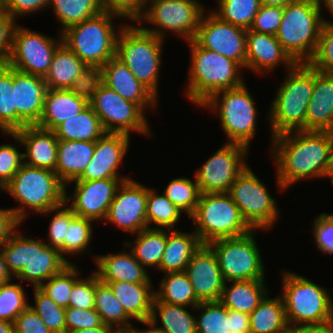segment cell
<instances>
[{"mask_svg": "<svg viewBox=\"0 0 333 333\" xmlns=\"http://www.w3.org/2000/svg\"><path fill=\"white\" fill-rule=\"evenodd\" d=\"M195 309L200 313L196 317L197 333H230L228 309L220 301L200 302Z\"/></svg>", "mask_w": 333, "mask_h": 333, "instance_id": "46", "label": "cell"}, {"mask_svg": "<svg viewBox=\"0 0 333 333\" xmlns=\"http://www.w3.org/2000/svg\"><path fill=\"white\" fill-rule=\"evenodd\" d=\"M270 142L280 192L304 178H328L333 132L293 131L272 137Z\"/></svg>", "mask_w": 333, "mask_h": 333, "instance_id": "1", "label": "cell"}, {"mask_svg": "<svg viewBox=\"0 0 333 333\" xmlns=\"http://www.w3.org/2000/svg\"><path fill=\"white\" fill-rule=\"evenodd\" d=\"M53 131L59 141L96 142L106 133L100 119L90 105L77 116L61 123Z\"/></svg>", "mask_w": 333, "mask_h": 333, "instance_id": "36", "label": "cell"}, {"mask_svg": "<svg viewBox=\"0 0 333 333\" xmlns=\"http://www.w3.org/2000/svg\"><path fill=\"white\" fill-rule=\"evenodd\" d=\"M58 36L59 38L55 40L54 37L51 38L44 33L16 24L6 65L23 73L45 77L53 55L62 43L61 34L59 33Z\"/></svg>", "mask_w": 333, "mask_h": 333, "instance_id": "16", "label": "cell"}, {"mask_svg": "<svg viewBox=\"0 0 333 333\" xmlns=\"http://www.w3.org/2000/svg\"><path fill=\"white\" fill-rule=\"evenodd\" d=\"M88 105V102L76 96L69 89L47 88L43 113L36 126L53 131L64 121L77 116Z\"/></svg>", "mask_w": 333, "mask_h": 333, "instance_id": "29", "label": "cell"}, {"mask_svg": "<svg viewBox=\"0 0 333 333\" xmlns=\"http://www.w3.org/2000/svg\"><path fill=\"white\" fill-rule=\"evenodd\" d=\"M126 180L129 179L71 181L65 185V203L76 216L104 221L118 187ZM71 184H75V188L70 196L67 188Z\"/></svg>", "mask_w": 333, "mask_h": 333, "instance_id": "19", "label": "cell"}, {"mask_svg": "<svg viewBox=\"0 0 333 333\" xmlns=\"http://www.w3.org/2000/svg\"><path fill=\"white\" fill-rule=\"evenodd\" d=\"M184 272L200 302L220 300L225 281L218 259L208 244H201L194 252Z\"/></svg>", "mask_w": 333, "mask_h": 333, "instance_id": "22", "label": "cell"}, {"mask_svg": "<svg viewBox=\"0 0 333 333\" xmlns=\"http://www.w3.org/2000/svg\"><path fill=\"white\" fill-rule=\"evenodd\" d=\"M103 324L110 325L117 330L132 329L131 318L126 314L123 306L110 286L99 280L95 273V307ZM116 325V326H115Z\"/></svg>", "mask_w": 333, "mask_h": 333, "instance_id": "40", "label": "cell"}, {"mask_svg": "<svg viewBox=\"0 0 333 333\" xmlns=\"http://www.w3.org/2000/svg\"><path fill=\"white\" fill-rule=\"evenodd\" d=\"M288 333H333V322L289 327Z\"/></svg>", "mask_w": 333, "mask_h": 333, "instance_id": "65", "label": "cell"}, {"mask_svg": "<svg viewBox=\"0 0 333 333\" xmlns=\"http://www.w3.org/2000/svg\"><path fill=\"white\" fill-rule=\"evenodd\" d=\"M34 303L29 306L41 317L52 333H66L65 308L58 306L39 288H34Z\"/></svg>", "mask_w": 333, "mask_h": 333, "instance_id": "48", "label": "cell"}, {"mask_svg": "<svg viewBox=\"0 0 333 333\" xmlns=\"http://www.w3.org/2000/svg\"><path fill=\"white\" fill-rule=\"evenodd\" d=\"M18 230L0 246L11 276L39 288L69 265L59 250L46 245L43 240L27 238Z\"/></svg>", "mask_w": 333, "mask_h": 333, "instance_id": "4", "label": "cell"}, {"mask_svg": "<svg viewBox=\"0 0 333 333\" xmlns=\"http://www.w3.org/2000/svg\"><path fill=\"white\" fill-rule=\"evenodd\" d=\"M147 2L148 0H103V5L105 10L134 23L144 13Z\"/></svg>", "mask_w": 333, "mask_h": 333, "instance_id": "59", "label": "cell"}, {"mask_svg": "<svg viewBox=\"0 0 333 333\" xmlns=\"http://www.w3.org/2000/svg\"><path fill=\"white\" fill-rule=\"evenodd\" d=\"M325 18L317 50L309 63L318 71L333 74V22Z\"/></svg>", "mask_w": 333, "mask_h": 333, "instance_id": "52", "label": "cell"}, {"mask_svg": "<svg viewBox=\"0 0 333 333\" xmlns=\"http://www.w3.org/2000/svg\"><path fill=\"white\" fill-rule=\"evenodd\" d=\"M49 6L62 25L60 34L105 10L103 0H50Z\"/></svg>", "mask_w": 333, "mask_h": 333, "instance_id": "41", "label": "cell"}, {"mask_svg": "<svg viewBox=\"0 0 333 333\" xmlns=\"http://www.w3.org/2000/svg\"><path fill=\"white\" fill-rule=\"evenodd\" d=\"M190 69L185 95L194 105L202 106L215 93L244 84L236 61L189 41ZM241 68V69H240Z\"/></svg>", "mask_w": 333, "mask_h": 333, "instance_id": "3", "label": "cell"}, {"mask_svg": "<svg viewBox=\"0 0 333 333\" xmlns=\"http://www.w3.org/2000/svg\"><path fill=\"white\" fill-rule=\"evenodd\" d=\"M75 264H69L60 273L46 280L39 289L50 297L58 306L67 308L73 285L81 278ZM47 282V283H46Z\"/></svg>", "mask_w": 333, "mask_h": 333, "instance_id": "45", "label": "cell"}, {"mask_svg": "<svg viewBox=\"0 0 333 333\" xmlns=\"http://www.w3.org/2000/svg\"><path fill=\"white\" fill-rule=\"evenodd\" d=\"M101 71L103 84L117 92L124 99L137 104L143 111L157 107L158 98L141 84L116 56L108 60L101 67Z\"/></svg>", "mask_w": 333, "mask_h": 333, "instance_id": "26", "label": "cell"}, {"mask_svg": "<svg viewBox=\"0 0 333 333\" xmlns=\"http://www.w3.org/2000/svg\"><path fill=\"white\" fill-rule=\"evenodd\" d=\"M16 145L0 144V190H2L18 172L23 164V152Z\"/></svg>", "mask_w": 333, "mask_h": 333, "instance_id": "54", "label": "cell"}, {"mask_svg": "<svg viewBox=\"0 0 333 333\" xmlns=\"http://www.w3.org/2000/svg\"><path fill=\"white\" fill-rule=\"evenodd\" d=\"M305 131L333 132V74L314 68V86L308 103Z\"/></svg>", "mask_w": 333, "mask_h": 333, "instance_id": "27", "label": "cell"}, {"mask_svg": "<svg viewBox=\"0 0 333 333\" xmlns=\"http://www.w3.org/2000/svg\"><path fill=\"white\" fill-rule=\"evenodd\" d=\"M102 71L100 66H88L75 78L69 90L79 98L90 103L94 93L102 84Z\"/></svg>", "mask_w": 333, "mask_h": 333, "instance_id": "53", "label": "cell"}, {"mask_svg": "<svg viewBox=\"0 0 333 333\" xmlns=\"http://www.w3.org/2000/svg\"><path fill=\"white\" fill-rule=\"evenodd\" d=\"M10 208L0 209V246L22 225Z\"/></svg>", "mask_w": 333, "mask_h": 333, "instance_id": "63", "label": "cell"}, {"mask_svg": "<svg viewBox=\"0 0 333 333\" xmlns=\"http://www.w3.org/2000/svg\"><path fill=\"white\" fill-rule=\"evenodd\" d=\"M0 131H16V107L14 106L13 68L0 65Z\"/></svg>", "mask_w": 333, "mask_h": 333, "instance_id": "47", "label": "cell"}, {"mask_svg": "<svg viewBox=\"0 0 333 333\" xmlns=\"http://www.w3.org/2000/svg\"><path fill=\"white\" fill-rule=\"evenodd\" d=\"M64 202L61 205L52 208L41 215H50V213H56L53 215L50 225L48 226V239L49 243H46V245H49L52 248H55L60 251V254L62 257L69 263L72 264V262L68 261L67 258L64 255V237L67 233V228L69 225V222L76 216L74 212L71 210V208Z\"/></svg>", "mask_w": 333, "mask_h": 333, "instance_id": "51", "label": "cell"}, {"mask_svg": "<svg viewBox=\"0 0 333 333\" xmlns=\"http://www.w3.org/2000/svg\"><path fill=\"white\" fill-rule=\"evenodd\" d=\"M141 324L143 325H146L148 326L149 328L148 329H143V330H140V329H137L135 327H132V329L136 332V333H165L163 330L161 329H158L157 327H155L150 321H144V322H141Z\"/></svg>", "mask_w": 333, "mask_h": 333, "instance_id": "68", "label": "cell"}, {"mask_svg": "<svg viewBox=\"0 0 333 333\" xmlns=\"http://www.w3.org/2000/svg\"><path fill=\"white\" fill-rule=\"evenodd\" d=\"M147 4L136 22L138 25H152L155 28H141L163 40L168 31L188 42L194 40L200 20L206 12L198 0H148Z\"/></svg>", "mask_w": 333, "mask_h": 333, "instance_id": "12", "label": "cell"}, {"mask_svg": "<svg viewBox=\"0 0 333 333\" xmlns=\"http://www.w3.org/2000/svg\"><path fill=\"white\" fill-rule=\"evenodd\" d=\"M282 297L289 327L333 322V299L321 285L282 271Z\"/></svg>", "mask_w": 333, "mask_h": 333, "instance_id": "8", "label": "cell"}, {"mask_svg": "<svg viewBox=\"0 0 333 333\" xmlns=\"http://www.w3.org/2000/svg\"><path fill=\"white\" fill-rule=\"evenodd\" d=\"M130 136L123 133H105L95 142L90 163L83 173L73 181L101 179H131L118 174V169L128 152ZM121 176V177H120Z\"/></svg>", "mask_w": 333, "mask_h": 333, "instance_id": "21", "label": "cell"}, {"mask_svg": "<svg viewBox=\"0 0 333 333\" xmlns=\"http://www.w3.org/2000/svg\"><path fill=\"white\" fill-rule=\"evenodd\" d=\"M312 228L317 249L333 255V214L321 213L314 219Z\"/></svg>", "mask_w": 333, "mask_h": 333, "instance_id": "57", "label": "cell"}, {"mask_svg": "<svg viewBox=\"0 0 333 333\" xmlns=\"http://www.w3.org/2000/svg\"><path fill=\"white\" fill-rule=\"evenodd\" d=\"M282 16L283 7L261 5L250 30L269 35H276L281 24Z\"/></svg>", "mask_w": 333, "mask_h": 333, "instance_id": "56", "label": "cell"}, {"mask_svg": "<svg viewBox=\"0 0 333 333\" xmlns=\"http://www.w3.org/2000/svg\"><path fill=\"white\" fill-rule=\"evenodd\" d=\"M13 277L9 274L3 254L0 250V286L7 284Z\"/></svg>", "mask_w": 333, "mask_h": 333, "instance_id": "67", "label": "cell"}, {"mask_svg": "<svg viewBox=\"0 0 333 333\" xmlns=\"http://www.w3.org/2000/svg\"><path fill=\"white\" fill-rule=\"evenodd\" d=\"M247 30L220 20L211 11L200 20L194 40L203 48L230 58L245 68Z\"/></svg>", "mask_w": 333, "mask_h": 333, "instance_id": "18", "label": "cell"}, {"mask_svg": "<svg viewBox=\"0 0 333 333\" xmlns=\"http://www.w3.org/2000/svg\"><path fill=\"white\" fill-rule=\"evenodd\" d=\"M135 241L124 242L139 263L145 268H159L167 243V230L145 228L138 232Z\"/></svg>", "mask_w": 333, "mask_h": 333, "instance_id": "38", "label": "cell"}, {"mask_svg": "<svg viewBox=\"0 0 333 333\" xmlns=\"http://www.w3.org/2000/svg\"><path fill=\"white\" fill-rule=\"evenodd\" d=\"M194 232L202 244L239 237L253 230L228 193H201L194 214Z\"/></svg>", "mask_w": 333, "mask_h": 333, "instance_id": "10", "label": "cell"}, {"mask_svg": "<svg viewBox=\"0 0 333 333\" xmlns=\"http://www.w3.org/2000/svg\"><path fill=\"white\" fill-rule=\"evenodd\" d=\"M249 148L225 143L194 172L201 193H227L239 175L248 167Z\"/></svg>", "mask_w": 333, "mask_h": 333, "instance_id": "17", "label": "cell"}, {"mask_svg": "<svg viewBox=\"0 0 333 333\" xmlns=\"http://www.w3.org/2000/svg\"><path fill=\"white\" fill-rule=\"evenodd\" d=\"M330 177L331 184L333 185V146H332V151H331V166L329 169V174L328 178Z\"/></svg>", "mask_w": 333, "mask_h": 333, "instance_id": "72", "label": "cell"}, {"mask_svg": "<svg viewBox=\"0 0 333 333\" xmlns=\"http://www.w3.org/2000/svg\"><path fill=\"white\" fill-rule=\"evenodd\" d=\"M247 224L259 231L270 230L280 217L276 199L248 166L227 192Z\"/></svg>", "mask_w": 333, "mask_h": 333, "instance_id": "14", "label": "cell"}, {"mask_svg": "<svg viewBox=\"0 0 333 333\" xmlns=\"http://www.w3.org/2000/svg\"><path fill=\"white\" fill-rule=\"evenodd\" d=\"M250 333H288L282 297L270 298L267 294L249 314Z\"/></svg>", "mask_w": 333, "mask_h": 333, "instance_id": "35", "label": "cell"}, {"mask_svg": "<svg viewBox=\"0 0 333 333\" xmlns=\"http://www.w3.org/2000/svg\"><path fill=\"white\" fill-rule=\"evenodd\" d=\"M101 121L106 133H123L130 136L136 131L144 136L151 135L150 124L137 104L124 99L114 90L101 84L89 103Z\"/></svg>", "mask_w": 333, "mask_h": 333, "instance_id": "15", "label": "cell"}, {"mask_svg": "<svg viewBox=\"0 0 333 333\" xmlns=\"http://www.w3.org/2000/svg\"><path fill=\"white\" fill-rule=\"evenodd\" d=\"M4 0H0V8L3 5Z\"/></svg>", "mask_w": 333, "mask_h": 333, "instance_id": "74", "label": "cell"}, {"mask_svg": "<svg viewBox=\"0 0 333 333\" xmlns=\"http://www.w3.org/2000/svg\"><path fill=\"white\" fill-rule=\"evenodd\" d=\"M190 178L179 177L172 179L164 189L163 194L182 212L191 217L200 199V189Z\"/></svg>", "mask_w": 333, "mask_h": 333, "instance_id": "44", "label": "cell"}, {"mask_svg": "<svg viewBox=\"0 0 333 333\" xmlns=\"http://www.w3.org/2000/svg\"><path fill=\"white\" fill-rule=\"evenodd\" d=\"M95 273L101 282L127 281L129 283H153L148 270L142 266L131 251H119L109 255L95 256Z\"/></svg>", "mask_w": 333, "mask_h": 333, "instance_id": "28", "label": "cell"}, {"mask_svg": "<svg viewBox=\"0 0 333 333\" xmlns=\"http://www.w3.org/2000/svg\"><path fill=\"white\" fill-rule=\"evenodd\" d=\"M50 0H4L1 9L6 11L15 21L20 16L34 14L41 9L50 8Z\"/></svg>", "mask_w": 333, "mask_h": 333, "instance_id": "61", "label": "cell"}, {"mask_svg": "<svg viewBox=\"0 0 333 333\" xmlns=\"http://www.w3.org/2000/svg\"><path fill=\"white\" fill-rule=\"evenodd\" d=\"M187 308L189 307L161 302L154 297L149 321L165 333H197L196 317ZM158 321H161L160 327Z\"/></svg>", "mask_w": 333, "mask_h": 333, "instance_id": "37", "label": "cell"}, {"mask_svg": "<svg viewBox=\"0 0 333 333\" xmlns=\"http://www.w3.org/2000/svg\"><path fill=\"white\" fill-rule=\"evenodd\" d=\"M198 235L182 232L179 229H167V243L158 270L163 273L183 272L194 252L201 246Z\"/></svg>", "mask_w": 333, "mask_h": 333, "instance_id": "32", "label": "cell"}, {"mask_svg": "<svg viewBox=\"0 0 333 333\" xmlns=\"http://www.w3.org/2000/svg\"><path fill=\"white\" fill-rule=\"evenodd\" d=\"M287 71L270 105V137L305 131L306 113L314 86V67L309 62H298Z\"/></svg>", "mask_w": 333, "mask_h": 333, "instance_id": "2", "label": "cell"}, {"mask_svg": "<svg viewBox=\"0 0 333 333\" xmlns=\"http://www.w3.org/2000/svg\"><path fill=\"white\" fill-rule=\"evenodd\" d=\"M4 134L12 136L15 142L26 148V153L23 152L24 164L55 172L59 140L54 131L33 125Z\"/></svg>", "mask_w": 333, "mask_h": 333, "instance_id": "24", "label": "cell"}, {"mask_svg": "<svg viewBox=\"0 0 333 333\" xmlns=\"http://www.w3.org/2000/svg\"><path fill=\"white\" fill-rule=\"evenodd\" d=\"M66 333L101 326L99 313L95 309L87 310L67 307L65 309Z\"/></svg>", "mask_w": 333, "mask_h": 333, "instance_id": "58", "label": "cell"}, {"mask_svg": "<svg viewBox=\"0 0 333 333\" xmlns=\"http://www.w3.org/2000/svg\"><path fill=\"white\" fill-rule=\"evenodd\" d=\"M314 2L316 3L317 7L320 8L321 13H322V10H323L322 9L323 6H325L326 9L330 12V14L333 15V0H314Z\"/></svg>", "mask_w": 333, "mask_h": 333, "instance_id": "70", "label": "cell"}, {"mask_svg": "<svg viewBox=\"0 0 333 333\" xmlns=\"http://www.w3.org/2000/svg\"><path fill=\"white\" fill-rule=\"evenodd\" d=\"M69 306L91 310L95 307V272L88 278H80L72 288Z\"/></svg>", "mask_w": 333, "mask_h": 333, "instance_id": "55", "label": "cell"}, {"mask_svg": "<svg viewBox=\"0 0 333 333\" xmlns=\"http://www.w3.org/2000/svg\"><path fill=\"white\" fill-rule=\"evenodd\" d=\"M2 191L20 204L10 209L21 223L29 210L40 215L65 202V184L54 171L24 163Z\"/></svg>", "mask_w": 333, "mask_h": 333, "instance_id": "5", "label": "cell"}, {"mask_svg": "<svg viewBox=\"0 0 333 333\" xmlns=\"http://www.w3.org/2000/svg\"><path fill=\"white\" fill-rule=\"evenodd\" d=\"M159 288L154 291L155 298L158 301L169 304L183 305L195 310L200 303L197 299L189 277L183 272L165 273L159 282Z\"/></svg>", "mask_w": 333, "mask_h": 333, "instance_id": "39", "label": "cell"}, {"mask_svg": "<svg viewBox=\"0 0 333 333\" xmlns=\"http://www.w3.org/2000/svg\"><path fill=\"white\" fill-rule=\"evenodd\" d=\"M110 286L114 296L126 314L136 321H149L155 293L152 283H129L127 281L103 282Z\"/></svg>", "mask_w": 333, "mask_h": 333, "instance_id": "30", "label": "cell"}, {"mask_svg": "<svg viewBox=\"0 0 333 333\" xmlns=\"http://www.w3.org/2000/svg\"><path fill=\"white\" fill-rule=\"evenodd\" d=\"M163 39L140 26L125 25L117 38L116 57L158 98Z\"/></svg>", "mask_w": 333, "mask_h": 333, "instance_id": "9", "label": "cell"}, {"mask_svg": "<svg viewBox=\"0 0 333 333\" xmlns=\"http://www.w3.org/2000/svg\"><path fill=\"white\" fill-rule=\"evenodd\" d=\"M228 319L231 333H250L249 314L228 309Z\"/></svg>", "mask_w": 333, "mask_h": 333, "instance_id": "64", "label": "cell"}, {"mask_svg": "<svg viewBox=\"0 0 333 333\" xmlns=\"http://www.w3.org/2000/svg\"><path fill=\"white\" fill-rule=\"evenodd\" d=\"M13 89L16 130L37 125L43 113L47 90L44 77L13 69Z\"/></svg>", "mask_w": 333, "mask_h": 333, "instance_id": "23", "label": "cell"}, {"mask_svg": "<svg viewBox=\"0 0 333 333\" xmlns=\"http://www.w3.org/2000/svg\"><path fill=\"white\" fill-rule=\"evenodd\" d=\"M182 212L164 195H157L154 188H148L146 202L147 228L175 229ZM156 224L157 227L150 226Z\"/></svg>", "mask_w": 333, "mask_h": 333, "instance_id": "42", "label": "cell"}, {"mask_svg": "<svg viewBox=\"0 0 333 333\" xmlns=\"http://www.w3.org/2000/svg\"><path fill=\"white\" fill-rule=\"evenodd\" d=\"M265 279L230 281L224 284L220 302L227 308L242 313L250 314L269 294L266 288Z\"/></svg>", "mask_w": 333, "mask_h": 333, "instance_id": "33", "label": "cell"}, {"mask_svg": "<svg viewBox=\"0 0 333 333\" xmlns=\"http://www.w3.org/2000/svg\"><path fill=\"white\" fill-rule=\"evenodd\" d=\"M247 84L215 93L201 107L218 113L226 143H237L250 149L256 135L257 107Z\"/></svg>", "mask_w": 333, "mask_h": 333, "instance_id": "11", "label": "cell"}, {"mask_svg": "<svg viewBox=\"0 0 333 333\" xmlns=\"http://www.w3.org/2000/svg\"><path fill=\"white\" fill-rule=\"evenodd\" d=\"M85 67L87 65L64 43H61L57 47L48 73L44 77L47 88L69 89Z\"/></svg>", "mask_w": 333, "mask_h": 333, "instance_id": "34", "label": "cell"}, {"mask_svg": "<svg viewBox=\"0 0 333 333\" xmlns=\"http://www.w3.org/2000/svg\"><path fill=\"white\" fill-rule=\"evenodd\" d=\"M24 287L20 283H12L0 286V320L11 323L28 306Z\"/></svg>", "mask_w": 333, "mask_h": 333, "instance_id": "50", "label": "cell"}, {"mask_svg": "<svg viewBox=\"0 0 333 333\" xmlns=\"http://www.w3.org/2000/svg\"><path fill=\"white\" fill-rule=\"evenodd\" d=\"M148 187L129 179L118 187L104 221L133 235L147 228Z\"/></svg>", "mask_w": 333, "mask_h": 333, "instance_id": "20", "label": "cell"}, {"mask_svg": "<svg viewBox=\"0 0 333 333\" xmlns=\"http://www.w3.org/2000/svg\"><path fill=\"white\" fill-rule=\"evenodd\" d=\"M0 333H14L13 323L0 320Z\"/></svg>", "mask_w": 333, "mask_h": 333, "instance_id": "71", "label": "cell"}, {"mask_svg": "<svg viewBox=\"0 0 333 333\" xmlns=\"http://www.w3.org/2000/svg\"><path fill=\"white\" fill-rule=\"evenodd\" d=\"M256 229L208 245L213 249L225 282L265 279V266L258 249Z\"/></svg>", "mask_w": 333, "mask_h": 333, "instance_id": "13", "label": "cell"}, {"mask_svg": "<svg viewBox=\"0 0 333 333\" xmlns=\"http://www.w3.org/2000/svg\"><path fill=\"white\" fill-rule=\"evenodd\" d=\"M14 333H52L41 317L28 306L13 321Z\"/></svg>", "mask_w": 333, "mask_h": 333, "instance_id": "60", "label": "cell"}, {"mask_svg": "<svg viewBox=\"0 0 333 333\" xmlns=\"http://www.w3.org/2000/svg\"><path fill=\"white\" fill-rule=\"evenodd\" d=\"M95 149V142L58 141L55 173L66 185L76 180L90 163Z\"/></svg>", "mask_w": 333, "mask_h": 333, "instance_id": "31", "label": "cell"}, {"mask_svg": "<svg viewBox=\"0 0 333 333\" xmlns=\"http://www.w3.org/2000/svg\"><path fill=\"white\" fill-rule=\"evenodd\" d=\"M91 219L75 216L68 225L64 237V255H82L89 250L88 246L92 239L93 227Z\"/></svg>", "mask_w": 333, "mask_h": 333, "instance_id": "49", "label": "cell"}, {"mask_svg": "<svg viewBox=\"0 0 333 333\" xmlns=\"http://www.w3.org/2000/svg\"><path fill=\"white\" fill-rule=\"evenodd\" d=\"M282 63L288 70L296 62L283 49L276 35L247 29L245 68L264 74L266 71L273 72Z\"/></svg>", "mask_w": 333, "mask_h": 333, "instance_id": "25", "label": "cell"}, {"mask_svg": "<svg viewBox=\"0 0 333 333\" xmlns=\"http://www.w3.org/2000/svg\"><path fill=\"white\" fill-rule=\"evenodd\" d=\"M117 14L104 10L61 33L62 43L74 52L86 65L102 67L116 56L118 31L113 25Z\"/></svg>", "mask_w": 333, "mask_h": 333, "instance_id": "7", "label": "cell"}, {"mask_svg": "<svg viewBox=\"0 0 333 333\" xmlns=\"http://www.w3.org/2000/svg\"><path fill=\"white\" fill-rule=\"evenodd\" d=\"M116 331V328L107 324H102L101 326L94 328H84L81 330L73 331L71 333H115Z\"/></svg>", "mask_w": 333, "mask_h": 333, "instance_id": "66", "label": "cell"}, {"mask_svg": "<svg viewBox=\"0 0 333 333\" xmlns=\"http://www.w3.org/2000/svg\"><path fill=\"white\" fill-rule=\"evenodd\" d=\"M314 0H296L283 7L276 38L296 62H309L317 50L325 20Z\"/></svg>", "mask_w": 333, "mask_h": 333, "instance_id": "6", "label": "cell"}, {"mask_svg": "<svg viewBox=\"0 0 333 333\" xmlns=\"http://www.w3.org/2000/svg\"><path fill=\"white\" fill-rule=\"evenodd\" d=\"M216 10L211 11L220 20L250 29L253 20L260 10V0H217Z\"/></svg>", "mask_w": 333, "mask_h": 333, "instance_id": "43", "label": "cell"}, {"mask_svg": "<svg viewBox=\"0 0 333 333\" xmlns=\"http://www.w3.org/2000/svg\"><path fill=\"white\" fill-rule=\"evenodd\" d=\"M296 0H260L261 5L285 7Z\"/></svg>", "mask_w": 333, "mask_h": 333, "instance_id": "69", "label": "cell"}, {"mask_svg": "<svg viewBox=\"0 0 333 333\" xmlns=\"http://www.w3.org/2000/svg\"><path fill=\"white\" fill-rule=\"evenodd\" d=\"M16 24V21L0 8V65H5L8 61Z\"/></svg>", "mask_w": 333, "mask_h": 333, "instance_id": "62", "label": "cell"}, {"mask_svg": "<svg viewBox=\"0 0 333 333\" xmlns=\"http://www.w3.org/2000/svg\"><path fill=\"white\" fill-rule=\"evenodd\" d=\"M115 333H136L133 329H121L117 330Z\"/></svg>", "mask_w": 333, "mask_h": 333, "instance_id": "73", "label": "cell"}]
</instances>
